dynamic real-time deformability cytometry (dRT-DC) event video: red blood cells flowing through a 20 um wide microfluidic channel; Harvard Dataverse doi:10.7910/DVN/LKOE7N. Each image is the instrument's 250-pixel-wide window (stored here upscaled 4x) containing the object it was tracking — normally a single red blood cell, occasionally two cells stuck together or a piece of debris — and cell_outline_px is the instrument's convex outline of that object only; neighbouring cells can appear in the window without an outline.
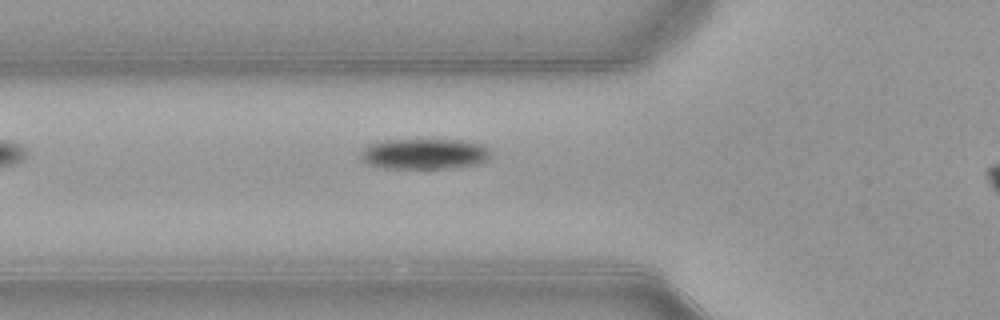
{"species": "common noctule bat (a hibernating species)", "species_latin": "Nyctalus noctula", "temperature_condition": "warm", "stored_images_in_passage": 23, "camera_frame_rate_fps": 3000, "um_per_image_px": 0.085, "animal": {"sex": "female", "body_mass_g": 21.9}, "frame": {"image": 1, "passage_image": 4, "time_ms": 1.0, "image_size_px": [1000, 320], "cell_outline_px": [[492, 152], [488, 160], [476, 164], [444, 168], [384, 168], [368, 164], [360, 156], [360, 152], [368, 144], [384, 140], [460, 140], [484, 144]], "centroid_in_image_um": [36.09, 13.07], "position_along_channel_um": 89.7, "area_um2": 23.18}}
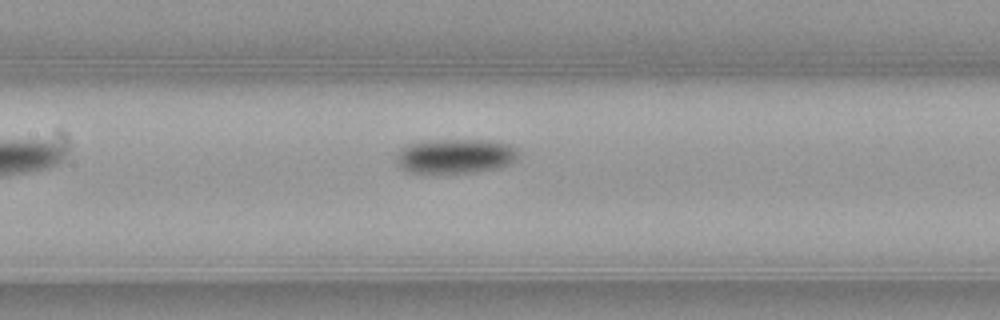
{"frame": {"image": 2, "passage_image": 10, "time_ms": 3.0, "image_size_px": [1000, 320], "cell_outline_px": [[520, 156], [516, 160], [500, 168], [472, 172], [408, 172], [400, 168], [396, 164], [396, 152], [408, 144], [428, 140], [488, 140], [508, 144], [516, 148], [520, 152]], "centroid_in_image_um": [38.71, 13.26], "position_along_channel_um": 168.7, "area_um2": 24.74}}
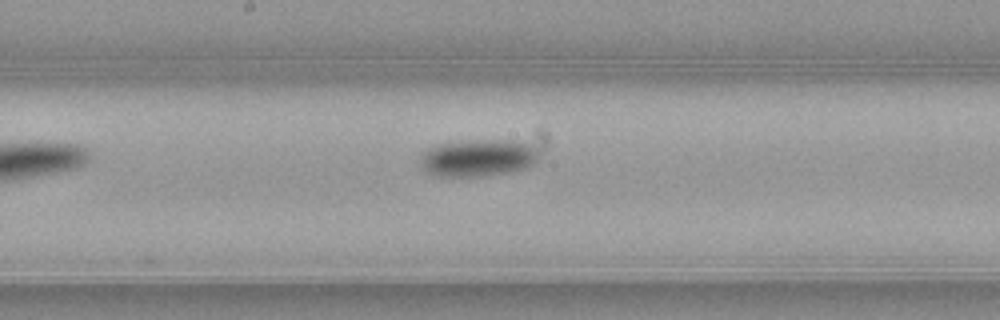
{"frame": {"image": 3, "passage_image": 13, "time_ms": 4.0, "image_size_px": [1000, 320], "cell_outline_px": [[540, 160], [536, 164], [528, 168], [508, 172], [484, 176], [436, 176], [428, 172], [420, 164], [420, 160], [424, 152], [428, 148], [436, 144], [484, 140], [512, 140], [528, 144], [540, 152]], "centroid_in_image_um": [40.69, 13.43], "position_along_channel_um": 207.5, "area_um2": 25.72}}